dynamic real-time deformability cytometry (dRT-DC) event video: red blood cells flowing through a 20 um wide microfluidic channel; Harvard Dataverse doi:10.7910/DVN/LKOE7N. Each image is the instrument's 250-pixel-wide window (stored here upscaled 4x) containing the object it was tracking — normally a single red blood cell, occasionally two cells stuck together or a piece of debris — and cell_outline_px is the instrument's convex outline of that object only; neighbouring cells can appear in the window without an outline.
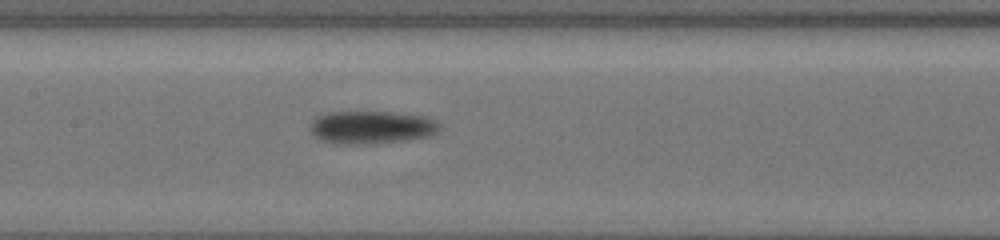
{"species": "common noctule bat (a hibernating species)", "species_latin": "Nyctalus noctula", "temperature_condition": "cold", "stored_images_in_passage": 10, "camera_frame_rate_fps": 3000, "um_per_image_px": 0.085, "animal": {"sex": "female", "body_mass_g": 19.5, "forearm_length_mm": 54.1}, "frame": {"image": 1, "passage_image": 10, "time_ms": 9.333, "image_size_px": [1000, 240], "cell_outline_px": [[440, 124], [436, 132], [428, 136], [376, 144], [332, 144], [320, 140], [308, 128], [312, 120], [316, 116], [328, 112], [388, 112], [428, 116], [436, 120]], "centroid_in_image_um": [31.53, 10.82], "position_along_channel_um": 175.9, "area_um2": 25.03}}